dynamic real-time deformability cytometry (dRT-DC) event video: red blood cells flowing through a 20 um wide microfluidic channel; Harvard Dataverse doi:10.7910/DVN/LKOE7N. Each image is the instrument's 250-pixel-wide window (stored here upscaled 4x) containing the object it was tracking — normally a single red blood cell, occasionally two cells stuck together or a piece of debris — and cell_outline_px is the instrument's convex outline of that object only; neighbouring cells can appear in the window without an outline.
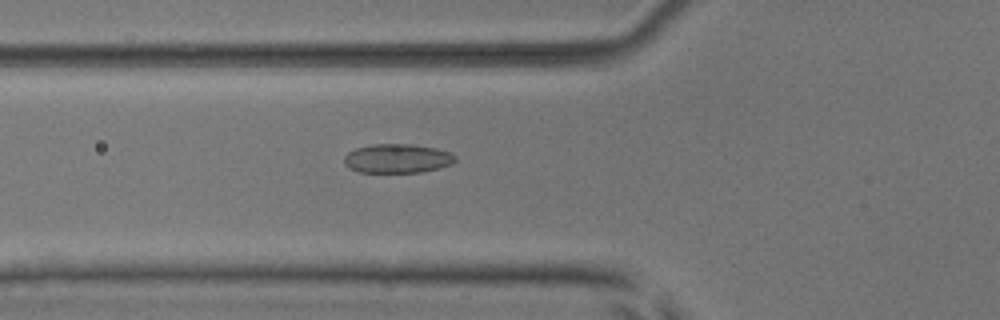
{"species": "common noctule bat (a hibernating species)", "species_latin": "Nyctalus noctula", "temperature_condition": "room temperature", "stored_images_in_passage": 27, "camera_frame_rate_fps": 3000, "um_per_image_px": 0.085, "animal": {"sex": "male", "body_mass_g": 17.9, "forearm_length_mm": 54.2}, "frame": {"image": 1, "passage_image": 3, "time_ms": 0.667, "image_size_px": [1000, 320], "cell_outline_px": [[456, 160], [452, 164], [440, 168], [420, 172], [360, 172], [348, 168], [344, 164], [344, 156], [348, 152], [356, 148], [372, 144], [412, 144], [436, 148], [452, 152], [456, 156]], "centroid_in_image_um": [33.79, 13.46], "position_along_channel_um": 92.0, "area_um2": 19.02}}
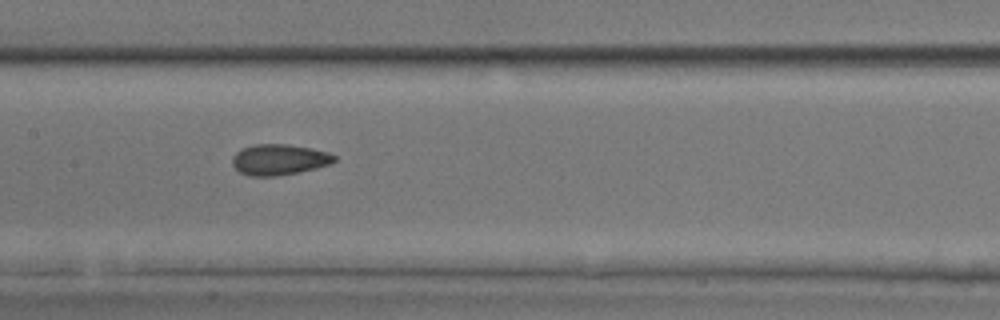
{"frame": {"image": 2, "passage_image": 10, "time_ms": 3.0, "image_size_px": [1000, 320], "cell_outline_px": [[336, 160], [332, 164], [316, 168], [276, 176], [248, 176], [240, 172], [232, 164], [232, 156], [236, 152], [252, 144], [288, 144], [312, 148], [328, 152], [336, 156]], "centroid_in_image_um": [23.73, 13.56], "position_along_channel_um": 183.7, "area_um2": 18.38}}
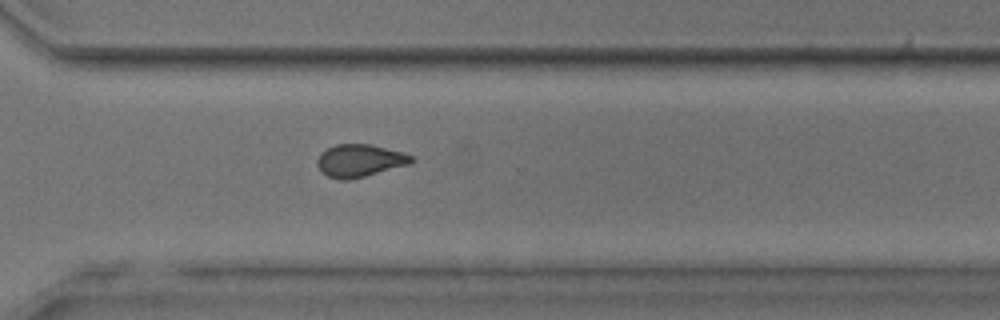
{"frame": {"image": 3, "passage_image": 22, "time_ms": 7.0, "image_size_px": [1000, 320], "cell_outline_px": [[416, 160], [412, 164], [348, 180], [340, 180], [328, 176], [316, 164], [316, 160], [320, 152], [336, 144], [368, 144], [400, 152], [412, 156]], "centroid_in_image_um": [30.57, 13.65], "position_along_channel_um": 340.0, "area_um2": 17.74}, "authors_computed_cell_mechanics": {"area_um2": 17.8602, "velocity_mm_per_s": 3.9167, "shape_relaxation_time_tau1_ms": 4.7166, "shape_relaxation_time_tau2_ms": 1.8989, "deformation_change_tau1": 0.0985, "deformation_change_tau2": 0.0843}}